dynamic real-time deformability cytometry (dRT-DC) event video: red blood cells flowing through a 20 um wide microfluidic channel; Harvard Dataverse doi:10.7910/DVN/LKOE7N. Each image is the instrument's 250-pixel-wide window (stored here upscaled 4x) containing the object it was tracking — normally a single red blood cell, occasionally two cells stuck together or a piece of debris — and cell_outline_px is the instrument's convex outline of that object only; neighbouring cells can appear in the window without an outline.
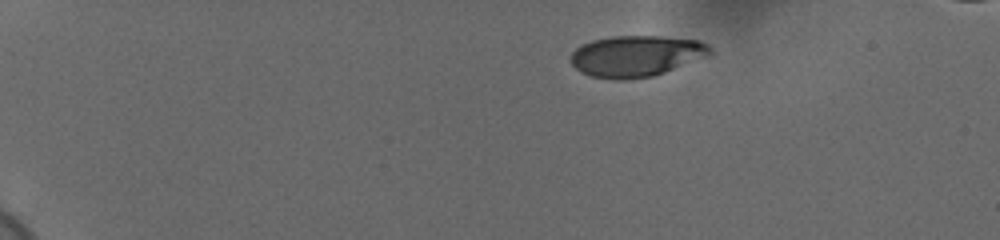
{"species": "human", "species_latin": "Homo sapiens", "temperature_condition": "cold", "stored_images_in_passage": 8, "camera_frame_rate_fps": 3000, "um_per_image_px": 0.085, "donor": {"sex": "female"}, "frame": {"image": 1, "passage_image": 1, "time_ms": 0.0, "image_size_px": [1000, 240], "cell_outline_px": [[712, 52], [664, 72], [652, 76], [620, 80], [616, 80], [592, 76], [580, 72], [572, 64], [572, 52], [580, 44], [592, 40], [612, 36], [660, 36], [700, 40], [708, 44], [712, 48]], "centroid_in_image_um": [54.02, 4.74], "position_along_channel_um": 31.0, "area_um2": 33.0}}
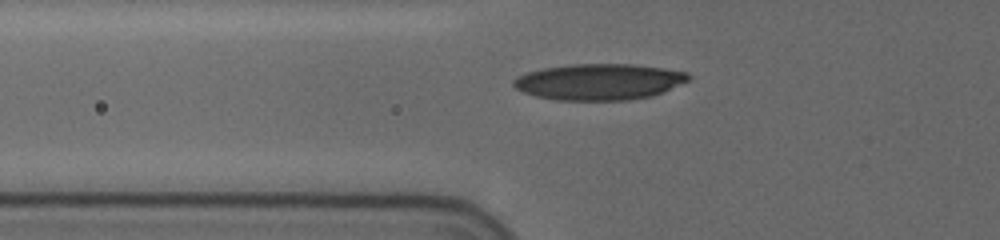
{"frame": {"image": 2, "passage_image": 7, "time_ms": 2.0, "image_size_px": [1000, 240], "cell_outline_px": [[692, 76], [688, 80], [664, 92], [652, 96], [628, 100], [556, 100], [536, 96], [524, 92], [516, 88], [512, 84], [512, 80], [516, 76], [524, 72], [540, 68], [568, 64], [632, 64], [664, 68], [688, 72]], "centroid_in_image_um": [50.9, 6.94], "position_along_channel_um": 74.9, "area_um2": 37.22}}